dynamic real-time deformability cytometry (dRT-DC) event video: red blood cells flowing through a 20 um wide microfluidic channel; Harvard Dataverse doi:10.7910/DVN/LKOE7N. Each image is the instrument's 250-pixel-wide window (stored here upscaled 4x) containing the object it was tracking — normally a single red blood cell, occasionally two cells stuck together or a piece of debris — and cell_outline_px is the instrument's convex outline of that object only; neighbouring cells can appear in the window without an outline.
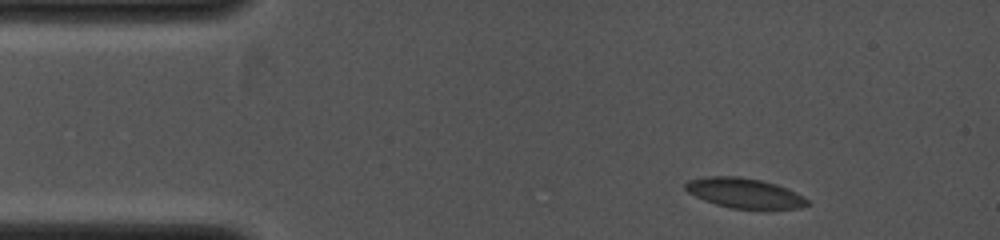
{"species": "common noctule bat (a hibernating species)", "species_latin": "Nyctalus noctula", "temperature_condition": "cold", "stored_images_in_passage": 3, "camera_frame_rate_fps": 4000, "um_per_image_px": 0.085, "animal": {"sex": "female", "body_mass_g": 19.0, "forearm_length_mm": 53.3}, "frame": {"image": 1, "passage_image": 1, "time_ms": 0.0, "image_size_px": [1000, 240], "cell_outline_px": [[812, 204], [800, 208], [732, 208], [716, 204], [704, 200], [688, 192], [684, 188], [684, 184], [688, 180], [704, 176], [740, 176], [760, 180], [776, 184], [788, 188], [804, 196]], "centroid_in_image_um": [63.28, 16.39], "position_along_channel_um": 21.7, "area_um2": 21.27}}
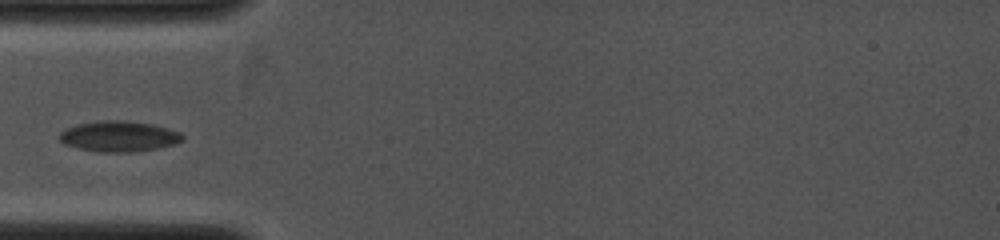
{"frame": {"image": 2, "passage_image": 3, "time_ms": 2.25, "image_size_px": [1000, 240], "cell_outline_px": [[184, 140], [176, 144], [156, 148], [132, 152], [100, 152], [80, 148], [64, 144], [60, 140], [60, 132], [76, 124], [100, 120], [124, 120], [152, 124], [180, 132], [184, 136]], "centroid_in_image_um": [10.13, 11.58], "position_along_channel_um": 74.9, "area_um2": 21.91}}